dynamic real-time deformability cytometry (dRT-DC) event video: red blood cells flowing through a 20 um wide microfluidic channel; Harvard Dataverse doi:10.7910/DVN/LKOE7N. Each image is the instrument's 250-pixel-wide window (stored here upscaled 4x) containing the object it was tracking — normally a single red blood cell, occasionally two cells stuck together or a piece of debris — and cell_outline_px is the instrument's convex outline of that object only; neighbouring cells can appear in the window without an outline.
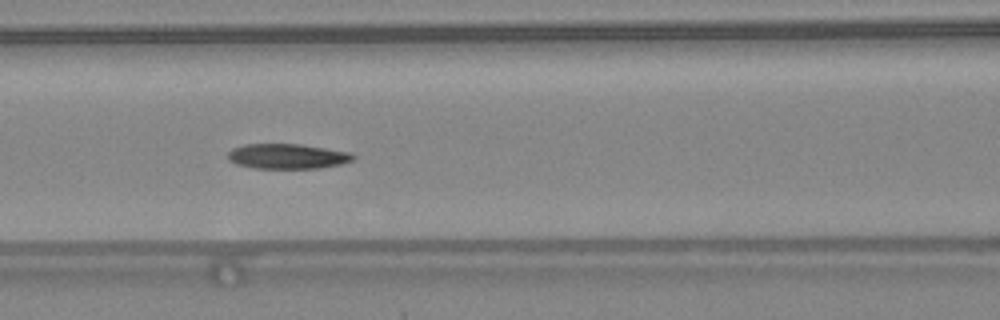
{"species": "common noctule bat (a hibernating species)", "species_latin": "Nyctalus noctula", "temperature_condition": "warm", "stored_images_in_passage": 49, "camera_frame_rate_fps": 3000, "um_per_image_px": 0.085, "animal": {"sex": "female", "body_mass_g": 24.6, "forearm_length_mm": 56.2}, "frame": {"image": 1, "passage_image": 22, "time_ms": 7.0, "image_size_px": [1000, 320], "cell_outline_px": [[356, 156], [352, 160], [340, 164], [320, 168], [256, 168], [236, 164], [228, 160], [228, 152], [232, 148], [244, 144], [300, 144], [352, 152]], "centroid_in_image_um": [24.43, 13.28], "position_along_channel_um": 142.2, "area_um2": 18.32}, "authors_computed_cell_mechanics": {"area_um2": 18.496, "velocity_mm_per_s": 4.3539, "shape_relaxation_time_tau1_ms": 6.8478, "shape_relaxation_time_tau2_ms": 5.1079, "deformation_change_tau1": 0.1898, "deformation_change_tau2": 0.135}}